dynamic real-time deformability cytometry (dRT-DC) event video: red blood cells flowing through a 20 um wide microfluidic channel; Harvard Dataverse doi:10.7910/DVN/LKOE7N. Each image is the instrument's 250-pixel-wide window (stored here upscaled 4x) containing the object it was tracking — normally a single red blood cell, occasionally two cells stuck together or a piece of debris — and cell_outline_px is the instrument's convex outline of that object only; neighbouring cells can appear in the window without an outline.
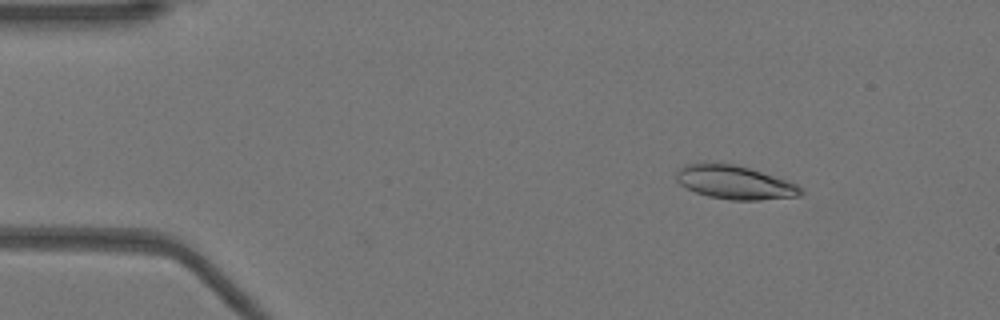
{"species": "Egyptian fruit bat (a non-hibernating species)", "species_latin": "Rousettus aegyptiacus", "temperature_condition": "warm", "stored_images_in_passage": 47, "camera_frame_rate_fps": 3000, "um_per_image_px": 0.085, "animal": {"sex": "female"}, "frame": {"image": 1, "passage_image": 2, "time_ms": 0.333, "image_size_px": [1000, 320], "cell_outline_px": [[804, 192], [800, 196], [760, 200], [728, 200], [708, 196], [696, 192], [680, 184], [676, 180], [676, 172], [684, 164], [704, 160], [736, 164], [796, 184], [804, 188]], "centroid_in_image_um": [62.39, 15.47], "position_along_channel_um": 22.6, "area_um2": 24.74}}
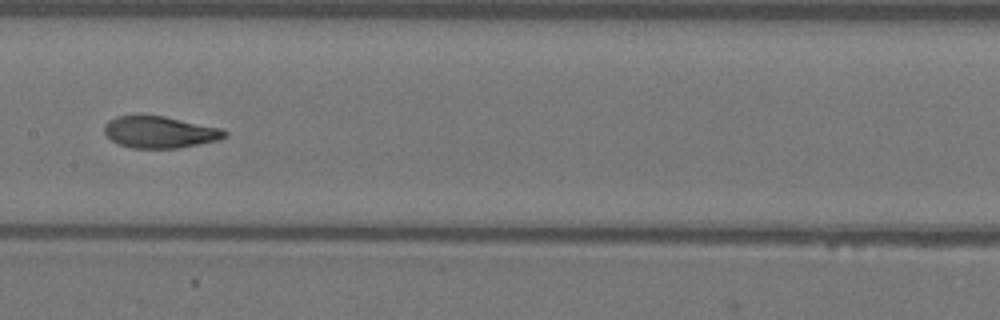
{"frame": {"image": 2, "passage_image": 21, "time_ms": 6.667, "image_size_px": [1000, 320], "cell_outline_px": [[228, 136], [220, 140], [176, 148], [132, 148], [120, 144], [112, 140], [104, 132], [104, 124], [108, 120], [116, 116], [164, 116], [224, 128], [228, 132]], "centroid_in_image_um": [13.63, 11.23], "position_along_channel_um": 193.8, "area_um2": 22.31}}
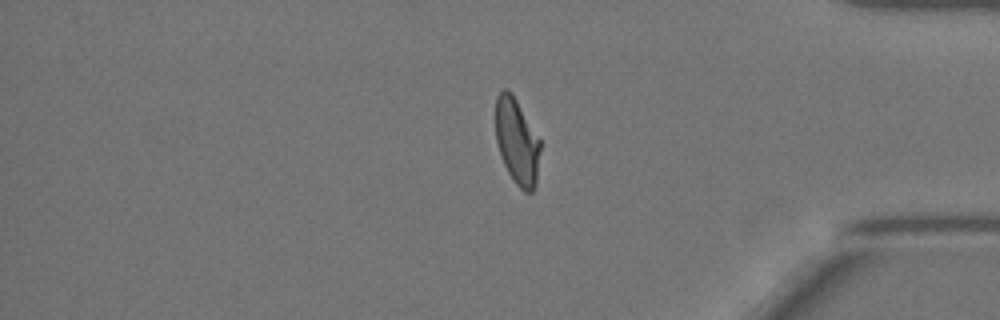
{"frame": {"image": 3, "passage_image": 38, "time_ms": 12.333, "image_size_px": [1000, 320], "cell_outline_px": [[540, 148], [536, 184], [532, 192], [524, 192], [512, 180], [504, 164], [496, 140], [496, 96], [504, 88], [508, 88], [512, 92], [540, 140]], "centroid_in_image_um": [43.94, 12.02], "position_along_channel_um": 391.3, "area_um2": 22.25}, "authors_computed_cell_mechanics": {"area_um2": 23.1778, "velocity_mm_per_s": 3.9177, "shape_relaxation_time_tau1_ms": 5.8728, "shape_relaxation_time_tau2_ms": 1.2482, "deformation_change_tau1": 0.2179, "deformation_change_tau2": 0.068}}